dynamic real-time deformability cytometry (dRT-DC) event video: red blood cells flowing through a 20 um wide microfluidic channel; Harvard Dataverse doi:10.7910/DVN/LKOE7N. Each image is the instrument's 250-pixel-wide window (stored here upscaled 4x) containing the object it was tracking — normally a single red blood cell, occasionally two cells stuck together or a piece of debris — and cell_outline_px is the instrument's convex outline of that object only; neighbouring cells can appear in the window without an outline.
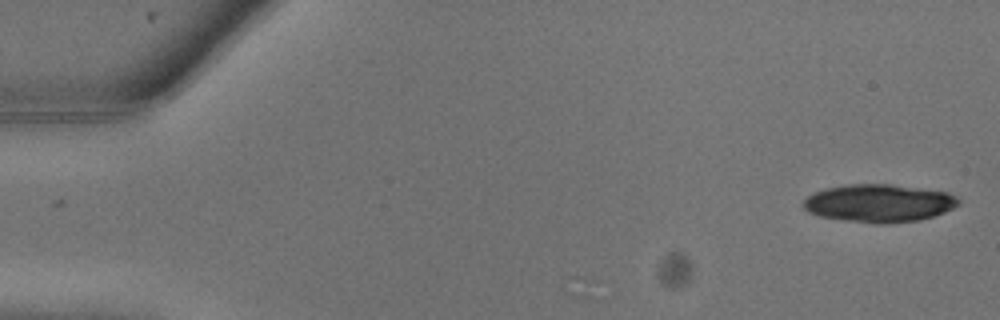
{"species": "common noctule bat (a hibernating species)", "species_latin": "Nyctalus noctula", "temperature_condition": "warm", "stored_images_in_passage": 24, "camera_frame_rate_fps": 3000, "um_per_image_px": 0.085, "animal": {"sex": "male", "body_mass_g": 13.3}, "frame": {"image": 1, "passage_image": 1, "time_ms": 0.0, "image_size_px": [1000, 320], "cell_outline_px": [[960, 204], [944, 212], [920, 220], [888, 224], [876, 224], [820, 216], [808, 212], [804, 208], [804, 200], [812, 192], [824, 188], [848, 184], [892, 184], [948, 192], [956, 196], [960, 200]], "centroid_in_image_um": [74.72, 17.26], "position_along_channel_um": 10.3, "area_um2": 34.33}}
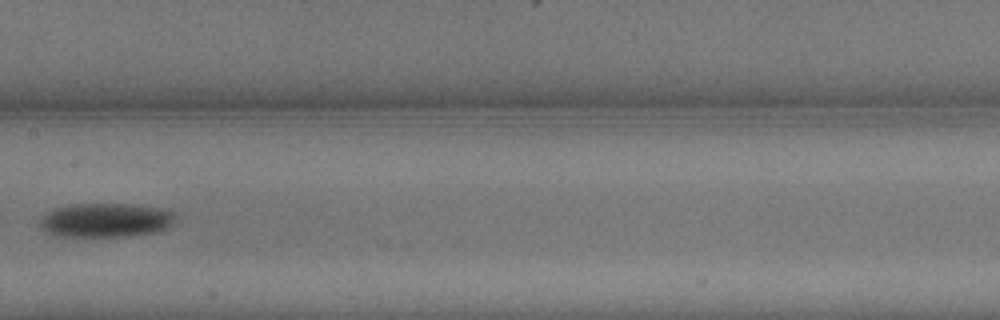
{"frame": {"image": 2, "passage_image": 13, "time_ms": 4.0, "image_size_px": [1000, 320], "cell_outline_px": [[176, 216], [172, 224], [156, 232], [128, 236], [60, 236], [44, 232], [40, 228], [40, 216], [52, 208], [68, 204], [128, 204], [160, 208], [176, 212]], "centroid_in_image_um": [8.93, 18.7], "position_along_channel_um": 198.5, "area_um2": 27.17}}
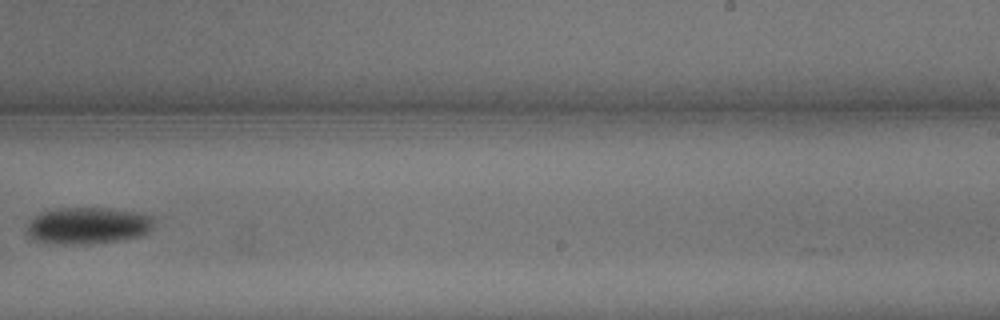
{"frame": {"image": 3, "passage_image": 16, "time_ms": 5.0, "image_size_px": [1000, 320], "cell_outline_px": [[156, 220], [152, 228], [148, 232], [140, 236], [116, 240], [88, 244], [64, 244], [36, 240], [28, 232], [28, 224], [36, 216], [44, 212], [56, 208], [108, 208], [140, 212], [156, 216]], "centroid_in_image_um": [7.58, 19.16], "position_along_channel_um": 281.4, "area_um2": 27.05}}